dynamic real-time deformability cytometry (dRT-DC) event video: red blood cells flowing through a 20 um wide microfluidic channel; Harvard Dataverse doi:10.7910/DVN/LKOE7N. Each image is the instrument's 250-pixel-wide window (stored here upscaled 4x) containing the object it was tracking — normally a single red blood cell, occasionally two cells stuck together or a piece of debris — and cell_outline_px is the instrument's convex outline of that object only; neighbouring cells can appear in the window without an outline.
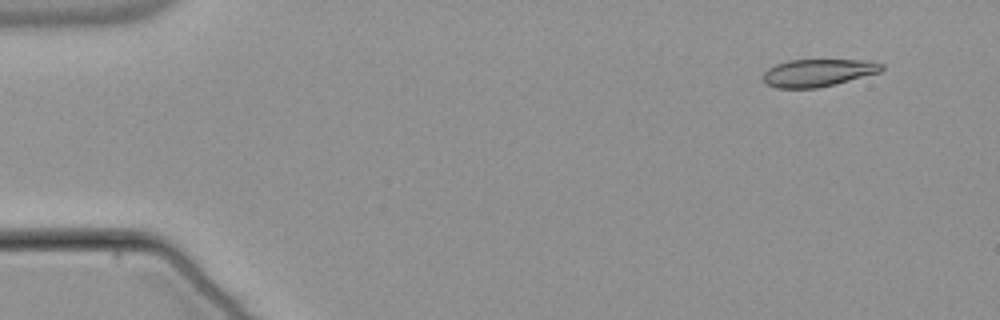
{"species": "common noctule bat (a hibernating species)", "species_latin": "Nyctalus noctula", "temperature_condition": "warm", "stored_images_in_passage": 51, "camera_frame_rate_fps": 3000, "um_per_image_px": 0.085, "animal": {"sex": "male", "body_mass_g": 21.5, "forearm_length_mm": 52.0}, "frame": {"image": 1, "passage_image": 2, "time_ms": 0.333, "image_size_px": [1000, 320], "cell_outline_px": [[884, 68], [880, 72], [836, 84], [816, 88], [776, 88], [764, 84], [760, 80], [760, 76], [768, 68], [776, 64], [788, 60], [868, 60], [884, 64]], "centroid_in_image_um": [69.47, 6.19], "position_along_channel_um": 15.5, "area_um2": 19.31}}
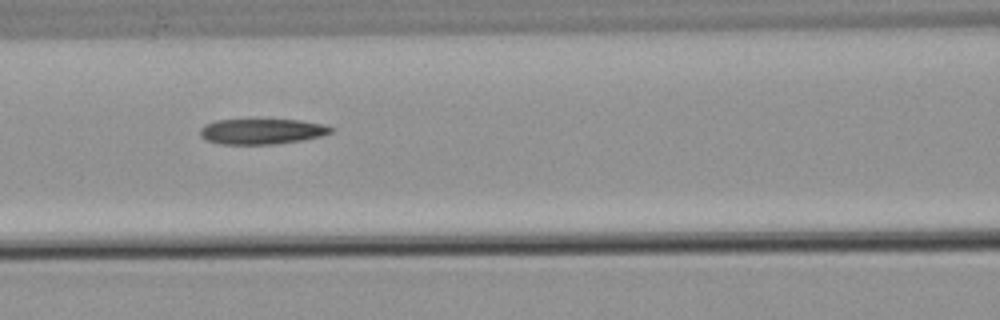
{"frame": {"image": 2, "passage_image": 21, "time_ms": 6.667, "image_size_px": [1000, 320], "cell_outline_px": [[336, 128], [332, 132], [320, 136], [300, 140], [272, 144], [220, 144], [204, 140], [200, 136], [200, 128], [204, 124], [216, 120], [300, 120], [324, 124]], "centroid_in_image_um": [22.23, 11.17], "position_along_channel_um": 144.4, "area_um2": 19.42}}
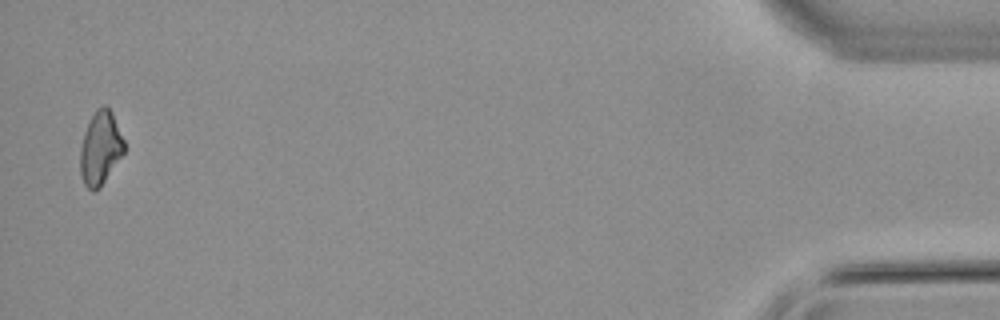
{"frame": {"image": 3, "passage_image": 50, "time_ms": 16.333, "image_size_px": [1000, 320], "cell_outline_px": [[124, 152], [100, 188], [92, 192], [84, 184], [80, 172], [80, 148], [84, 132], [96, 108], [100, 104], [104, 104], [112, 112], [124, 140]], "centroid_in_image_um": [8.52, 12.58], "position_along_channel_um": 426.7, "area_um2": 18.79}}